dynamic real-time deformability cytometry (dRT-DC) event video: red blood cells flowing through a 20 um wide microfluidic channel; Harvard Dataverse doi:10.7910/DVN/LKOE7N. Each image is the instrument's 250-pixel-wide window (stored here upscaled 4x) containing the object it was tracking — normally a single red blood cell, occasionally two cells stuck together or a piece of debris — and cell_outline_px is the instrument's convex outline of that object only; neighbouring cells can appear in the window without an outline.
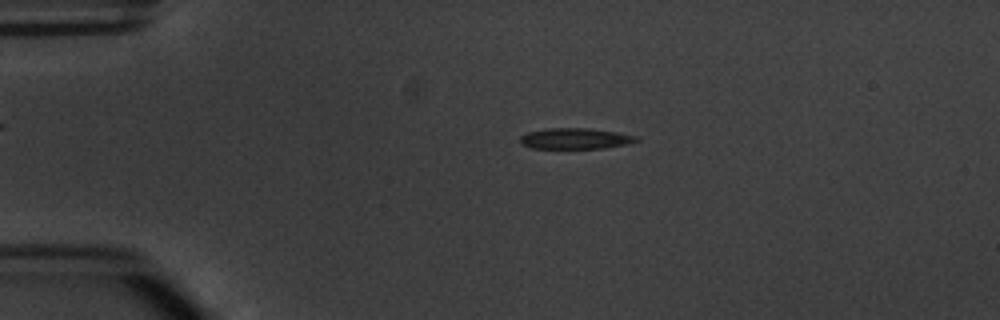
{"species": "common noctule bat (a hibernating species)", "species_latin": "Nyctalus noctula", "temperature_condition": "warm", "stored_images_in_passage": 4, "camera_frame_rate_fps": 3000, "um_per_image_px": 0.085, "animal": {"sex": "male", "body_mass_g": 20.1, "forearm_length_mm": 53.5}, "frame": {"image": 1, "passage_image": 3, "time_ms": 2.333, "image_size_px": [1000, 320], "cell_outline_px": [[640, 140], [624, 144], [604, 148], [532, 148], [520, 144], [520, 136], [528, 132], [548, 128], [588, 128], [616, 132], [640, 136]], "centroid_in_image_um": [48.89, 11.77], "position_along_channel_um": 36.1, "area_um2": 14.1}}